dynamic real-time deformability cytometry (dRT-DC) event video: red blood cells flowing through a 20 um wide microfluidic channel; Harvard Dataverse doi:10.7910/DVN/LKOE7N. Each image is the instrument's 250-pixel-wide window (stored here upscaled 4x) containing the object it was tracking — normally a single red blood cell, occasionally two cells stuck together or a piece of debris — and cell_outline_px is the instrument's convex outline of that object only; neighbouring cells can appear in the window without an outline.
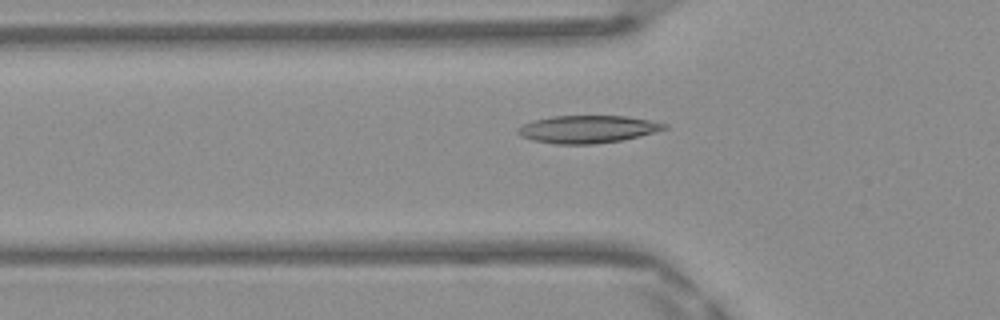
{"species": "Egyptian fruit bat (a non-hibernating species)", "species_latin": "Rousettus aegyptiacus", "temperature_condition": "warm", "stored_images_in_passage": 48, "camera_frame_rate_fps": 3000, "um_per_image_px": 0.085, "frame": {"image": 1, "passage_image": 16, "time_ms": 5.0, "image_size_px": [1000, 320], "cell_outline_px": [[668, 128], [640, 136], [624, 140], [592, 144], [556, 144], [532, 140], [520, 136], [516, 132], [516, 128], [532, 120], [552, 116], [628, 116], [668, 124]], "centroid_in_image_um": [49.92, 10.98], "position_along_channel_um": 75.9, "area_um2": 23.64}}
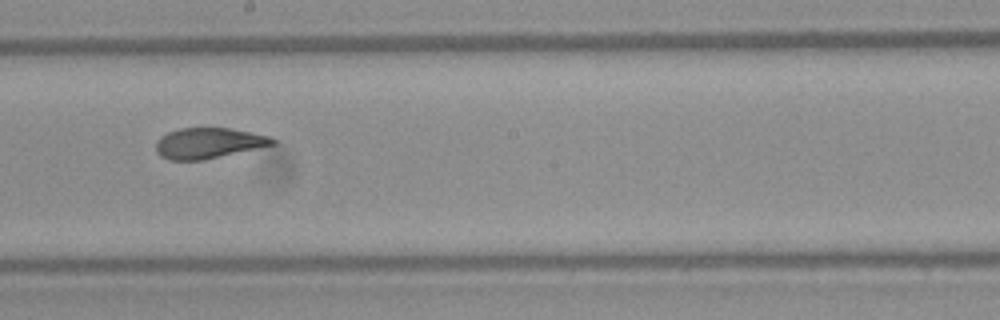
{"frame": {"image": 2, "passage_image": 27, "time_ms": 8.667, "image_size_px": [1000, 320], "cell_outline_px": [[276, 144], [200, 160], [168, 160], [160, 156], [156, 152], [156, 140], [160, 136], [168, 132], [180, 128], [228, 128], [252, 132], [268, 136], [276, 140]], "centroid_in_image_um": [17.67, 12.16], "position_along_channel_um": 230.5, "area_um2": 20.63}}
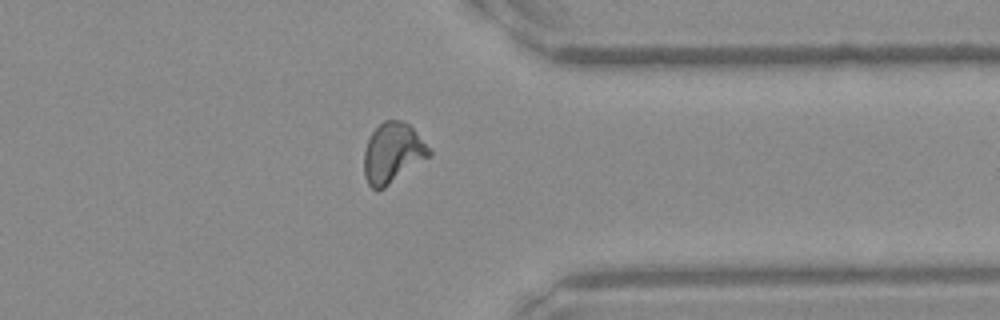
{"frame": {"image": 3, "passage_image": 38, "time_ms": 12.333, "image_size_px": [1000, 320], "cell_outline_px": [[432, 152], [428, 156], [384, 188], [372, 188], [368, 184], [364, 176], [364, 152], [368, 140], [372, 132], [384, 120], [400, 120], [408, 124], [432, 148]], "centroid_in_image_um": [33.37, 12.98], "position_along_channel_um": 378.0, "area_um2": 22.43}, "authors_computed_cell_mechanics": {"area_um2": 22.4264, "velocity_mm_per_s": 4.1793, "shape_relaxation_time_tau1_ms": 5.8237, "shape_relaxation_time_tau2_ms": 1.35, "deformation_change_tau1": 0.1888, "deformation_change_tau2": 0.0691}}